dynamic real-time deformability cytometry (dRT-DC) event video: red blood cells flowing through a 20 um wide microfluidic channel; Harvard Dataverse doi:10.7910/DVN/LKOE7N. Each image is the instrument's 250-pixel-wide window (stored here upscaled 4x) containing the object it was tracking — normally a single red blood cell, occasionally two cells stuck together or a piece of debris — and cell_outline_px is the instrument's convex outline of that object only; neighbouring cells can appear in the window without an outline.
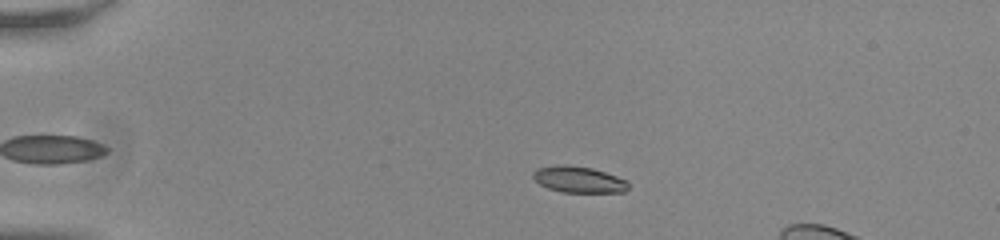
{"species": "common noctule bat (a hibernating species)", "species_latin": "Nyctalus noctula", "temperature_condition": "room temperature", "stored_images_in_passage": 48, "camera_frame_rate_fps": 3000, "um_per_image_px": 0.085, "animal": {"sex": "male", "body_mass_g": 20.0, "forearm_length_mm": 53.3}, "frame": {"image": 1, "passage_image": 13, "time_ms": 4.0, "image_size_px": [1000, 240], "cell_outline_px": [[628, 188], [624, 192], [564, 192], [548, 188], [540, 184], [532, 176], [532, 172], [536, 168], [556, 164], [568, 164], [592, 168], [628, 180]], "centroid_in_image_um": [49.17, 15.24], "position_along_channel_um": 35.8, "area_um2": 14.68}}
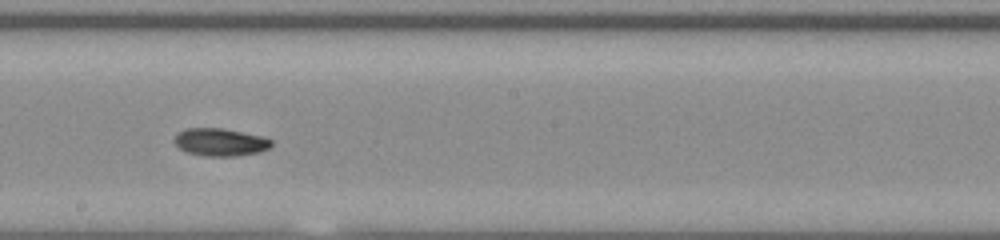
{"frame": {"image": 2, "passage_image": 33, "time_ms": 10.667, "image_size_px": [1000, 240], "cell_outline_px": [[272, 144], [268, 148], [260, 152], [236, 156], [208, 156], [188, 152], [180, 148], [172, 140], [176, 132], [188, 128], [224, 128], [260, 136], [272, 140]], "centroid_in_image_um": [18.69, 12.07], "position_along_channel_um": 229.5, "area_um2": 15.61}}
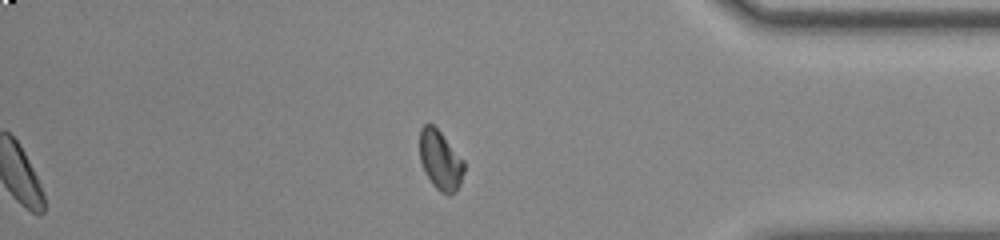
{"frame": {"image": 3, "passage_image": 48, "time_ms": 15.667, "image_size_px": [1000, 240], "cell_outline_px": [[464, 172], [460, 184], [456, 192], [448, 196], [440, 192], [432, 184], [424, 172], [420, 160], [420, 128], [424, 124], [432, 124], [440, 132], [464, 160]], "centroid_in_image_um": [37.43, 13.65], "position_along_channel_um": 397.8, "area_um2": 15.43}, "authors_computed_cell_mechanics": {"area_um2": 15.2881, "velocity_mm_per_s": 3.8131, "shape_relaxation_time_tau1_ms": 5.7266, "shape_relaxation_time_tau2_ms": 4.779, "deformation_change_tau1": 0.1409, "deformation_change_tau2": 0.079}}